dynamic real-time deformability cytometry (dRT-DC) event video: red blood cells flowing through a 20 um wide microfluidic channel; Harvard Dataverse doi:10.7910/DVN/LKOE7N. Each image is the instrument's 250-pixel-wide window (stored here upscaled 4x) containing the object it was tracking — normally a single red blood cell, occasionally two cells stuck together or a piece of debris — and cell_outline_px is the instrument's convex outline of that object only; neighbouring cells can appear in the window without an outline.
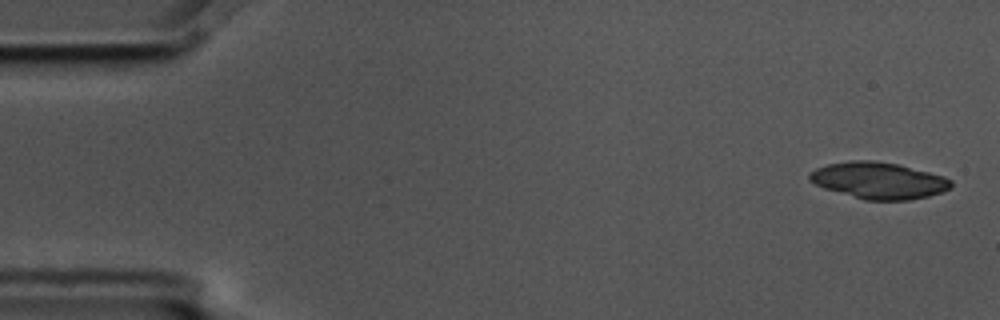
{"species": "common noctule bat (a hibernating species)", "species_latin": "Nyctalus noctula", "temperature_condition": "cold", "stored_images_in_passage": 5, "segment_of_instrument_passage": [1, 2], "camera_frame_rate_fps": 3000, "um_per_image_px": 0.085, "animal": {"sex": "male", "body_mass_g": 17.5, "forearm_length_mm": 52.3}, "frame": {"image": 1, "passage_image": 1, "time_ms": 0.0, "image_size_px": [1000, 320], "cell_outline_px": [[952, 188], [944, 192], [928, 196], [908, 200], [864, 200], [824, 188], [808, 180], [808, 172], [816, 168], [828, 164], [852, 160], [872, 160], [896, 164], [944, 176], [952, 180]], "centroid_in_image_um": [74.68, 15.35], "position_along_channel_um": 10.3, "area_um2": 30.17}}